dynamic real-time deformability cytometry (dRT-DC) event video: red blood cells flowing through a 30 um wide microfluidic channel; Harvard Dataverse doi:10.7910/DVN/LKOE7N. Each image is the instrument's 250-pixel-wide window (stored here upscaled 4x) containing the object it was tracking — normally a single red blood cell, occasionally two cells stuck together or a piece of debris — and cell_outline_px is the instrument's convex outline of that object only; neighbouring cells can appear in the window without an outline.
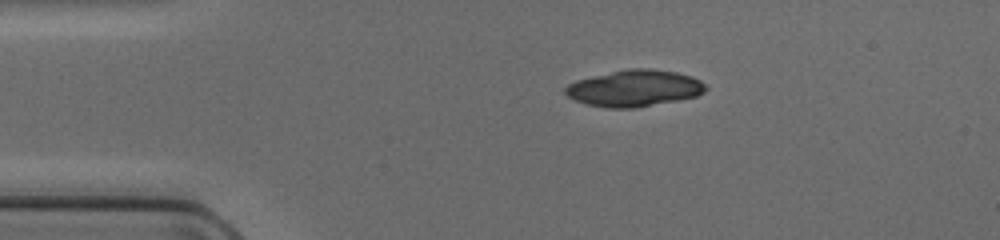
{"species": "common noctule bat (a hibernating species)", "species_latin": "Nyctalus noctula", "temperature_condition": "cold", "stored_images_in_passage": 39, "segment_of_instrument_passage": [1, 2], "camera_frame_rate_fps": 3000, "um_per_image_px": 0.085, "animal": {"sex": "female", "body_mass_g": 17.0, "forearm_length_mm": 48.0}, "frame": {"image": 1, "passage_image": 1, "time_ms": 0.0, "image_size_px": [1000, 240], "cell_outline_px": [[708, 88], [704, 92], [696, 96], [636, 108], [608, 108], [588, 104], [576, 100], [568, 96], [564, 92], [564, 88], [568, 84], [576, 80], [592, 76], [628, 68], [652, 68], [676, 72], [692, 76], [700, 80]], "centroid_in_image_um": [53.93, 7.49], "position_along_channel_um": 31.1, "area_um2": 29.82}}